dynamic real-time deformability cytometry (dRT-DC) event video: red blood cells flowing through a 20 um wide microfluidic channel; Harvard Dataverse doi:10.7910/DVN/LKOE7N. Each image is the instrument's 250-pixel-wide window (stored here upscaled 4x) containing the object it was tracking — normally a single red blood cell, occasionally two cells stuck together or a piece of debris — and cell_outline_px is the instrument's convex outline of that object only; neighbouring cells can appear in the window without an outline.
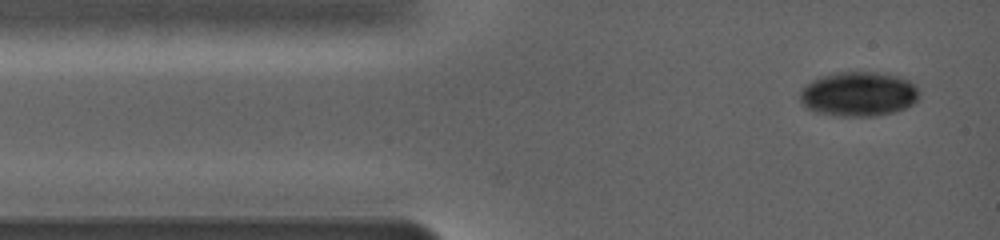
{"species": "common noctule bat (a hibernating species)", "species_latin": "Nyctalus noctula", "temperature_condition": "warm", "stored_images_in_passage": 4, "camera_frame_rate_fps": 5000, "um_per_image_px": 0.085, "animal": {"sex": "female", "body_mass_g": 19.0, "forearm_length_mm": 56.7}, "frame": {"image": 1, "passage_image": 1, "time_ms": 0.0, "image_size_px": [1000, 240], "cell_outline_px": [[920, 96], [912, 104], [896, 112], [876, 116], [832, 116], [816, 112], [804, 108], [800, 100], [800, 92], [812, 80], [820, 76], [840, 72], [876, 72], [896, 76], [908, 80], [920, 92]], "centroid_in_image_um": [72.96, 8.01], "position_along_channel_um": 12.0, "area_um2": 31.04}}